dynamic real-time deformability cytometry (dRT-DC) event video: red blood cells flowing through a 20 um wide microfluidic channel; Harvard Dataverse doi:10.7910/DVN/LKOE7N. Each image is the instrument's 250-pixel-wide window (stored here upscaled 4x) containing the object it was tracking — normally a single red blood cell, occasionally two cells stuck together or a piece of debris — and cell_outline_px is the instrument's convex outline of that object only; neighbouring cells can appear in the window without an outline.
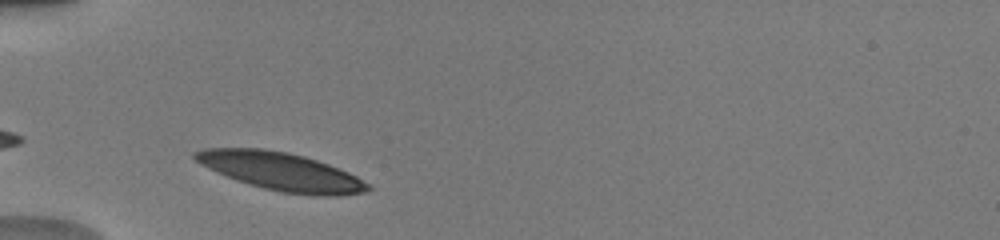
{"species": "human", "species_latin": "Homo sapiens", "temperature_condition": "warm", "stored_images_in_passage": 15, "camera_frame_rate_fps": 3000, "um_per_image_px": 0.085, "donor": {"sex": "male"}, "frame": {"image": 1, "passage_image": 3, "time_ms": 0.667, "image_size_px": [1000, 240], "cell_outline_px": [[372, 188], [364, 192], [340, 196], [324, 196], [280, 192], [264, 188], [236, 180], [208, 168], [200, 164], [192, 156], [192, 152], [204, 148], [264, 148], [288, 152], [304, 156], [328, 164], [348, 172], [372, 184]], "centroid_in_image_um": [23.91, 14.57], "position_along_channel_um": 61.1, "area_um2": 38.32}}
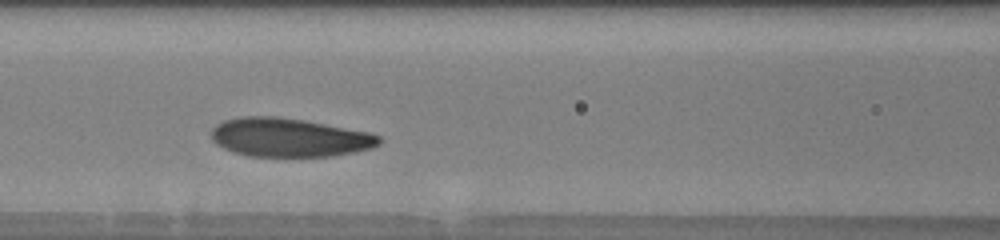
{"frame": {"image": 2, "passage_image": 11, "time_ms": 3.0, "image_size_px": [1000, 240], "cell_outline_px": [[380, 144], [372, 148], [356, 152], [332, 156], [248, 156], [232, 152], [216, 144], [212, 140], [212, 128], [216, 124], [224, 120], [244, 116], [276, 116], [304, 120], [372, 132], [380, 136]], "centroid_in_image_um": [24.6, 11.68], "position_along_channel_um": 142.0, "area_um2": 38.09}}
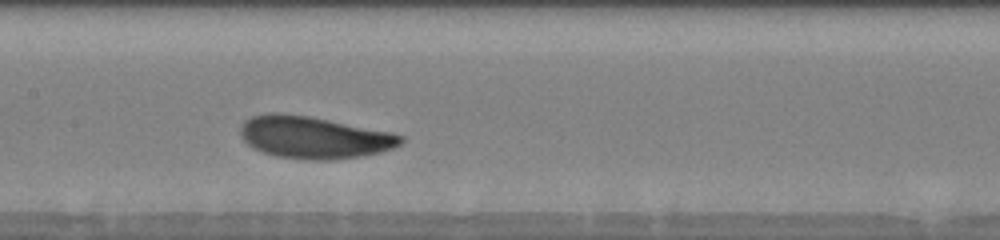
{"frame": {"image": 3, "passage_image": 14, "time_ms": 4.0, "image_size_px": [1000, 240], "cell_outline_px": [[404, 140], [400, 144], [392, 148], [380, 152], [360, 156], [332, 160], [308, 160], [276, 156], [252, 148], [240, 136], [240, 128], [244, 120], [252, 116], [268, 112], [280, 112], [308, 116], [392, 132], [404, 136]], "centroid_in_image_um": [26.66, 11.67], "position_along_channel_um": 180.7, "area_um2": 39.48}}